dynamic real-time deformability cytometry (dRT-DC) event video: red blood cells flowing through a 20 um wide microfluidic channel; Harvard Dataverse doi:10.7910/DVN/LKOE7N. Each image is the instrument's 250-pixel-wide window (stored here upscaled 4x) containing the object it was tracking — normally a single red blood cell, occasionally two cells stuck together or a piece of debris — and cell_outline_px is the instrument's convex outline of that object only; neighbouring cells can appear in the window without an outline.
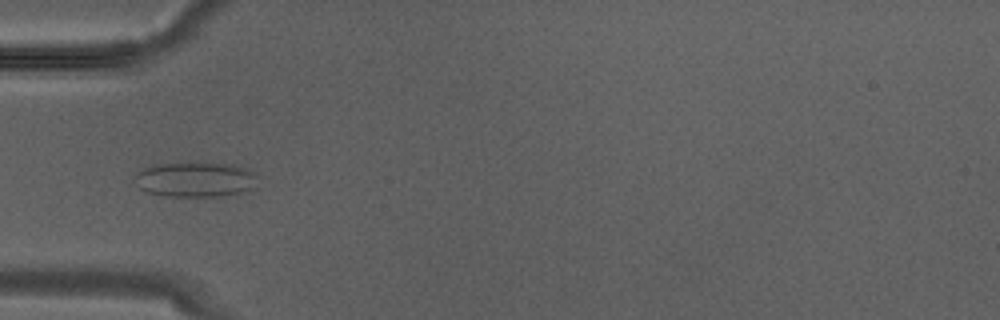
{"species": "Egyptian fruit bat (a non-hibernating species)", "species_latin": "Rousettus aegyptiacus", "temperature_condition": "warm", "stored_images_in_passage": 12, "camera_frame_rate_fps": 3000, "um_per_image_px": 0.085, "animal": {"sex": "male"}, "frame": {"image": 1, "passage_image": 9, "time_ms": 2.667, "image_size_px": [1000, 320], "cell_outline_px": [[252, 176], [248, 188], [240, 192], [216, 196], [168, 196], [144, 192], [140, 188], [136, 176], [144, 168], [164, 164], [224, 164], [244, 168]], "centroid_in_image_um": [16.46, 15.28], "position_along_channel_um": 68.5, "area_um2": 23.29}}